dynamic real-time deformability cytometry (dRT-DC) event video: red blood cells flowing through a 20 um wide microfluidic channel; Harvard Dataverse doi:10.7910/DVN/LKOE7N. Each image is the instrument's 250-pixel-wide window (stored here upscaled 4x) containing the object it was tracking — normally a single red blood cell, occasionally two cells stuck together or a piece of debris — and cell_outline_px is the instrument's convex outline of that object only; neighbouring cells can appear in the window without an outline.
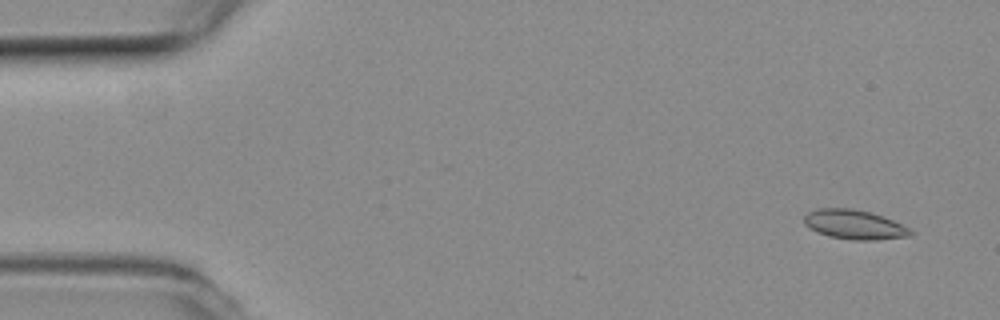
{"species": "common noctule bat (a hibernating species)", "species_latin": "Nyctalus noctula", "temperature_condition": "room temperature", "stored_images_in_passage": 19, "camera_frame_rate_fps": 3000, "um_per_image_px": 0.085, "animal": {"sex": "female", "body_mass_g": 19.3, "forearm_length_mm": 54.1}, "frame": {"image": 1, "passage_image": 2, "time_ms": 0.333, "image_size_px": [1000, 320], "cell_outline_px": [[912, 236], [876, 240], [852, 240], [828, 236], [816, 232], [808, 228], [804, 224], [804, 216], [808, 212], [816, 208], [852, 208], [868, 212], [892, 220], [908, 228], [912, 232]], "centroid_in_image_um": [72.56, 19.1], "position_along_channel_um": 12.4, "area_um2": 18.21}}
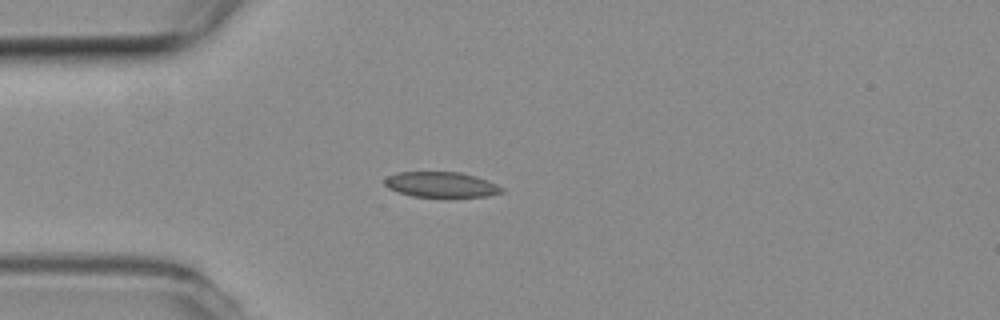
{"frame": {"image": 2, "passage_image": 13, "time_ms": 4.0, "image_size_px": [1000, 320], "cell_outline_px": [[504, 192], [488, 196], [448, 200], [444, 200], [412, 196], [388, 188], [384, 184], [384, 180], [388, 176], [396, 172], [460, 172], [476, 176], [488, 180], [504, 188]], "centroid_in_image_um": [37.55, 15.74], "position_along_channel_um": 47.4, "area_um2": 18.32}}
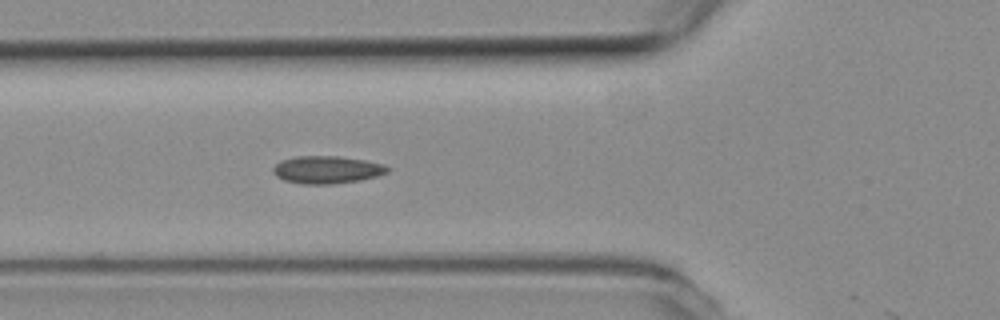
{"frame": {"image": 3, "passage_image": 18, "time_ms": 5.667, "image_size_px": [1000, 320], "cell_outline_px": [[392, 168], [388, 172], [376, 176], [360, 180], [332, 184], [304, 184], [284, 180], [276, 176], [272, 172], [272, 168], [280, 160], [296, 156], [340, 156], [364, 160], [384, 164]], "centroid_in_image_um": [27.79, 14.42], "position_along_channel_um": 98.0, "area_um2": 18.5}}